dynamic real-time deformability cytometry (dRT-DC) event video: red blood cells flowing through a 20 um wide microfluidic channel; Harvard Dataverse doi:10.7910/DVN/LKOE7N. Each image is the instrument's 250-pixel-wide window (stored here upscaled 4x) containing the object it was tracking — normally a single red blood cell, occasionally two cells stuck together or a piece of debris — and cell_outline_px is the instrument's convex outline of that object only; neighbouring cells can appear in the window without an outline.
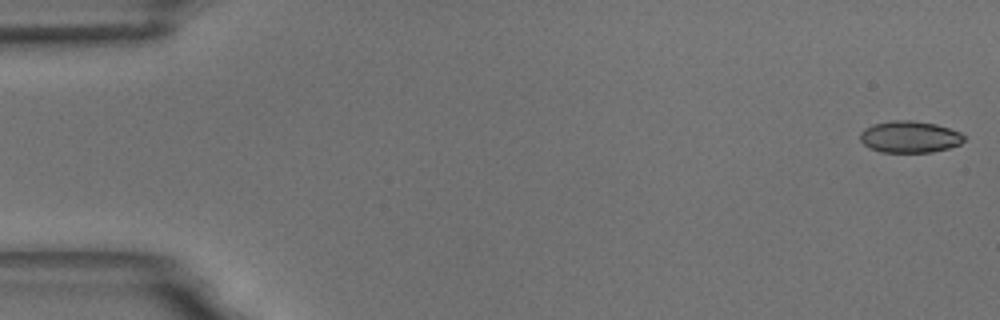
{"species": "common noctule bat (a hibernating species)", "species_latin": "Nyctalus noctula", "temperature_condition": "room temperature", "stored_images_in_passage": 9, "camera_frame_rate_fps": 3000, "um_per_image_px": 0.085, "animal": {"sex": "male", "body_mass_g": 18.8}, "frame": {"image": 1, "passage_image": 1, "time_ms": 0.0, "image_size_px": [1000, 320], "cell_outline_px": [[964, 140], [960, 144], [948, 148], [932, 152], [880, 152], [868, 148], [860, 140], [860, 132], [864, 128], [872, 124], [892, 120], [912, 120], [936, 124], [960, 132], [964, 136]], "centroid_in_image_um": [77.29, 11.63], "position_along_channel_um": 7.7, "area_um2": 19.31}}